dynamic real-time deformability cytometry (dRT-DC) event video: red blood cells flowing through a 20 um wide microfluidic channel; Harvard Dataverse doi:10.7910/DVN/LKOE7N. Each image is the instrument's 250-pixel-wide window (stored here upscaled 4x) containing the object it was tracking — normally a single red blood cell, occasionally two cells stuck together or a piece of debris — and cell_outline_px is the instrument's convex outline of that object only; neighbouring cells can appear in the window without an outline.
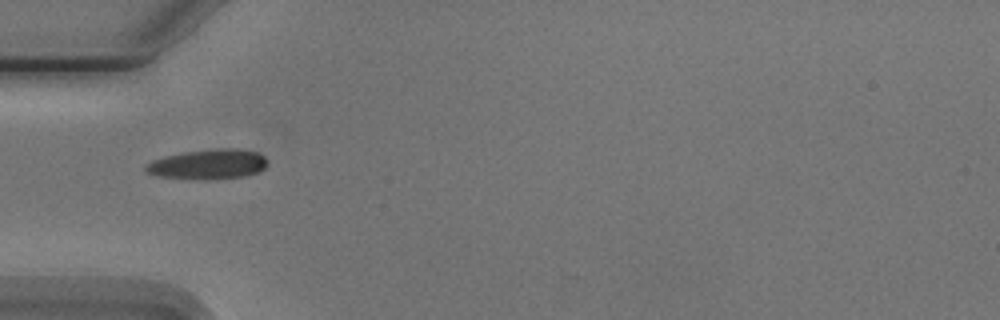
{"species": "Egyptian fruit bat (a non-hibernating species)", "species_latin": "Rousettus aegyptiacus", "temperature_condition": "cold", "stored_images_in_passage": 5, "camera_frame_rate_fps": 3000, "um_per_image_px": 0.085, "animal": {"sex": "male"}, "frame": {"image": 1, "passage_image": 1, "time_ms": 0.0, "image_size_px": [1000, 320], "cell_outline_px": [[268, 164], [264, 168], [256, 172], [244, 176], [204, 180], [156, 176], [144, 172], [144, 164], [152, 160], [164, 156], [184, 152], [220, 148], [240, 148], [256, 152], [264, 156], [268, 160]], "centroid_in_image_um": [17.65, 13.96], "position_along_channel_um": 67.3, "area_um2": 21.44}}
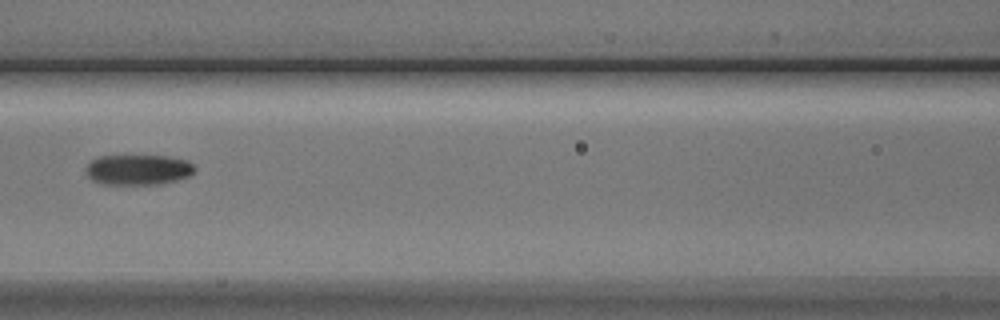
{"frame": {"image": 2, "passage_image": 3, "time_ms": 2.333, "image_size_px": [1000, 320], "cell_outline_px": [[196, 168], [188, 176], [176, 180], [160, 184], [104, 184], [92, 180], [88, 176], [84, 168], [92, 160], [100, 156], [168, 156], [188, 160]], "centroid_in_image_um": [11.74, 14.42], "position_along_channel_um": 154.9, "area_um2": 19.19}}
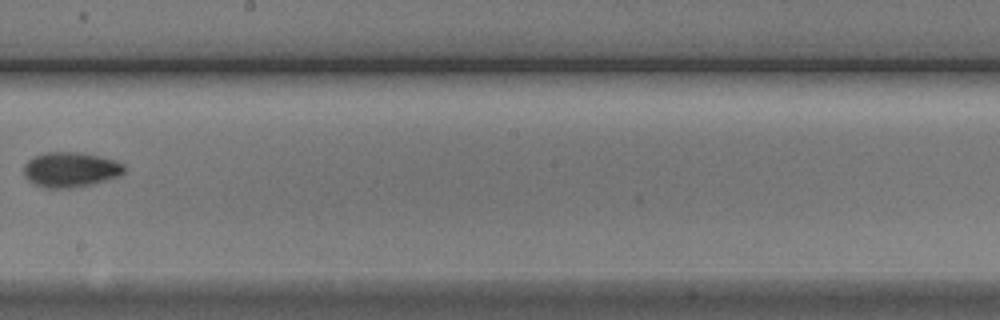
{"frame": {"image": 3, "passage_image": 5, "time_ms": 4.667, "image_size_px": [1000, 320], "cell_outline_px": [[124, 172], [116, 176], [92, 184], [72, 188], [44, 188], [32, 184], [24, 176], [24, 164], [28, 160], [44, 152], [84, 152], [116, 160], [124, 164]], "centroid_in_image_um": [5.96, 14.41], "position_along_channel_um": 242.2, "area_um2": 20.63}}